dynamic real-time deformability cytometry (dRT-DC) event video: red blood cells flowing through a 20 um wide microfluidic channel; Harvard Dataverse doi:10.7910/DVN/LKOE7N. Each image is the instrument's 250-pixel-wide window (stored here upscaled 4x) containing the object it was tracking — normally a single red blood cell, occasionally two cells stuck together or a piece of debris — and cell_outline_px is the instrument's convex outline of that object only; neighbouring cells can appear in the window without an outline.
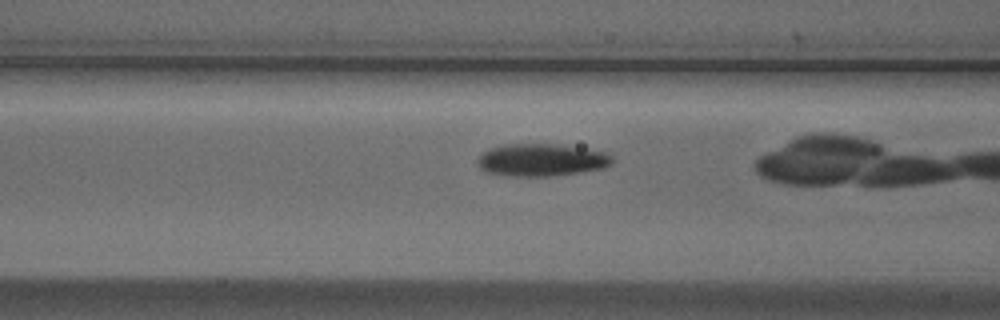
{"species": "Egyptian fruit bat (a non-hibernating species)", "species_latin": "Rousettus aegyptiacus", "temperature_condition": "cold", "stored_images_in_passage": 19, "camera_frame_rate_fps": 3000, "um_per_image_px": 0.085, "animal": {"sex": "male"}, "frame": {"image": 1, "passage_image": 18, "time_ms": 5.667, "image_size_px": [1000, 320], "cell_outline_px": [[612, 164], [604, 168], [580, 172], [552, 176], [504, 176], [484, 172], [476, 164], [476, 160], [484, 152], [492, 148], [504, 144], [556, 144], [604, 152], [612, 156]], "centroid_in_image_um": [45.97, 13.61], "position_along_channel_um": 120.6, "area_um2": 25.49}}